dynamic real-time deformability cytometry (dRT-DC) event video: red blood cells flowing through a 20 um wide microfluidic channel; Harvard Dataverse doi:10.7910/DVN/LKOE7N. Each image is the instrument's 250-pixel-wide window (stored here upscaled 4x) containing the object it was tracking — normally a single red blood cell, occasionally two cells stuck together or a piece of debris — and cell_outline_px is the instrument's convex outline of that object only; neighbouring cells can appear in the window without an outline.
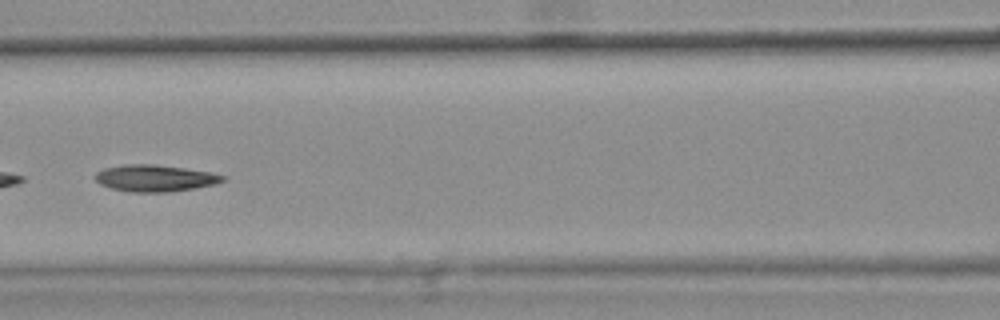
{"species": "common noctule bat (a hibernating species)", "species_latin": "Nyctalus noctula", "temperature_condition": "warm", "stored_images_in_passage": 22, "camera_frame_rate_fps": 3000, "um_per_image_px": 0.085, "animal": {"sex": "female", "body_mass_g": 25.1}, "frame": {"image": 1, "passage_image": 13, "time_ms": 4.0, "image_size_px": [1000, 320], "cell_outline_px": [[224, 180], [216, 184], [196, 188], [168, 192], [132, 192], [112, 188], [100, 184], [92, 176], [96, 172], [104, 168], [124, 164], [152, 164], [184, 168], [212, 172], [224, 176]], "centroid_in_image_um": [13.15, 15.14], "position_along_channel_um": 153.5, "area_um2": 19.88}}